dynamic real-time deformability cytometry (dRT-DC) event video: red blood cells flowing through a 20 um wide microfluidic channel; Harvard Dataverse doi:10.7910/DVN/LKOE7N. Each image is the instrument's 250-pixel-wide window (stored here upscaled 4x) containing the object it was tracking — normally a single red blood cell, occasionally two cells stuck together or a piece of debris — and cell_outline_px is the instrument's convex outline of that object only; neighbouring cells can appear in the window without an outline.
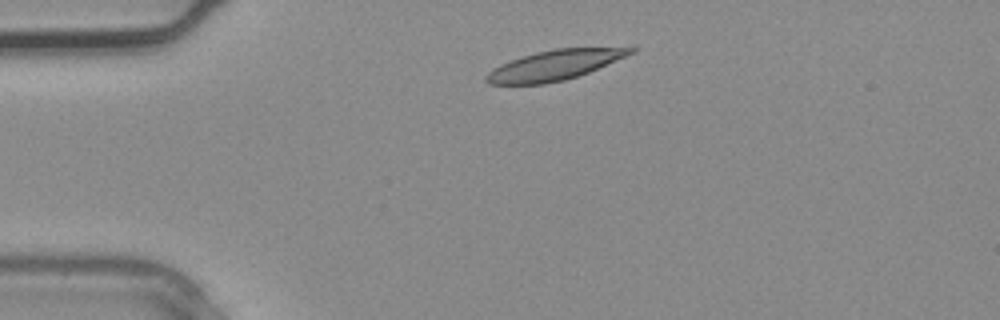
{"species": "common noctule bat (a hibernating species)", "species_latin": "Nyctalus noctula", "temperature_condition": "warm", "stored_images_in_passage": 1, "camera_frame_rate_fps": 3000, "um_per_image_px": 0.085, "animal": {"sex": "male", "body_mass_g": 20.4}, "frame": {"image": 1, "passage_image": 1, "time_ms": 0.0, "image_size_px": [1000, 320], "cell_outline_px": [[636, 52], [588, 72], [564, 80], [544, 84], [488, 84], [484, 80], [484, 76], [492, 68], [500, 64], [536, 52], [556, 48], [636, 48]], "centroid_in_image_um": [47.07, 5.55], "position_along_channel_um": 37.9, "area_um2": 24.85}}